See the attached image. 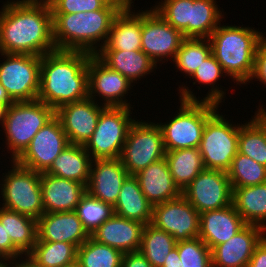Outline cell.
I'll list each match as a JSON object with an SVG mask.
<instances>
[{
	"label": "cell",
	"instance_id": "cell-34",
	"mask_svg": "<svg viewBox=\"0 0 266 267\" xmlns=\"http://www.w3.org/2000/svg\"><path fill=\"white\" fill-rule=\"evenodd\" d=\"M176 243L172 235L149 223L144 226L139 251L152 267H162L167 255L176 247Z\"/></svg>",
	"mask_w": 266,
	"mask_h": 267
},
{
	"label": "cell",
	"instance_id": "cell-51",
	"mask_svg": "<svg viewBox=\"0 0 266 267\" xmlns=\"http://www.w3.org/2000/svg\"><path fill=\"white\" fill-rule=\"evenodd\" d=\"M15 267H38V266L28 258V260L26 259V261L21 262V264L16 263Z\"/></svg>",
	"mask_w": 266,
	"mask_h": 267
},
{
	"label": "cell",
	"instance_id": "cell-35",
	"mask_svg": "<svg viewBox=\"0 0 266 267\" xmlns=\"http://www.w3.org/2000/svg\"><path fill=\"white\" fill-rule=\"evenodd\" d=\"M123 253L89 237L77 248L76 264L79 267H121Z\"/></svg>",
	"mask_w": 266,
	"mask_h": 267
},
{
	"label": "cell",
	"instance_id": "cell-24",
	"mask_svg": "<svg viewBox=\"0 0 266 267\" xmlns=\"http://www.w3.org/2000/svg\"><path fill=\"white\" fill-rule=\"evenodd\" d=\"M134 176L152 205L173 200L181 195V191L174 184L165 158L150 164Z\"/></svg>",
	"mask_w": 266,
	"mask_h": 267
},
{
	"label": "cell",
	"instance_id": "cell-4",
	"mask_svg": "<svg viewBox=\"0 0 266 267\" xmlns=\"http://www.w3.org/2000/svg\"><path fill=\"white\" fill-rule=\"evenodd\" d=\"M181 90V107L169 123L159 124L166 151L199 148L206 121L217 112L215 109L223 98V91L211 89L207 97L198 101L191 91Z\"/></svg>",
	"mask_w": 266,
	"mask_h": 267
},
{
	"label": "cell",
	"instance_id": "cell-36",
	"mask_svg": "<svg viewBox=\"0 0 266 267\" xmlns=\"http://www.w3.org/2000/svg\"><path fill=\"white\" fill-rule=\"evenodd\" d=\"M214 0H193L189 38H209L222 17Z\"/></svg>",
	"mask_w": 266,
	"mask_h": 267
},
{
	"label": "cell",
	"instance_id": "cell-26",
	"mask_svg": "<svg viewBox=\"0 0 266 267\" xmlns=\"http://www.w3.org/2000/svg\"><path fill=\"white\" fill-rule=\"evenodd\" d=\"M114 214L129 220H136L149 224L153 217V205L143 194L138 180L129 175L122 183L116 204L113 206Z\"/></svg>",
	"mask_w": 266,
	"mask_h": 267
},
{
	"label": "cell",
	"instance_id": "cell-2",
	"mask_svg": "<svg viewBox=\"0 0 266 267\" xmlns=\"http://www.w3.org/2000/svg\"><path fill=\"white\" fill-rule=\"evenodd\" d=\"M83 51H61L41 57L40 90L37 100L55 111L61 106L88 98V60Z\"/></svg>",
	"mask_w": 266,
	"mask_h": 267
},
{
	"label": "cell",
	"instance_id": "cell-46",
	"mask_svg": "<svg viewBox=\"0 0 266 267\" xmlns=\"http://www.w3.org/2000/svg\"><path fill=\"white\" fill-rule=\"evenodd\" d=\"M121 267H152L140 251L123 254Z\"/></svg>",
	"mask_w": 266,
	"mask_h": 267
},
{
	"label": "cell",
	"instance_id": "cell-32",
	"mask_svg": "<svg viewBox=\"0 0 266 267\" xmlns=\"http://www.w3.org/2000/svg\"><path fill=\"white\" fill-rule=\"evenodd\" d=\"M238 152L266 167V111L259 109L248 124L241 125Z\"/></svg>",
	"mask_w": 266,
	"mask_h": 267
},
{
	"label": "cell",
	"instance_id": "cell-22",
	"mask_svg": "<svg viewBox=\"0 0 266 267\" xmlns=\"http://www.w3.org/2000/svg\"><path fill=\"white\" fill-rule=\"evenodd\" d=\"M247 224L233 204L200 213L199 238L212 250L227 242Z\"/></svg>",
	"mask_w": 266,
	"mask_h": 267
},
{
	"label": "cell",
	"instance_id": "cell-16",
	"mask_svg": "<svg viewBox=\"0 0 266 267\" xmlns=\"http://www.w3.org/2000/svg\"><path fill=\"white\" fill-rule=\"evenodd\" d=\"M96 105L93 99L65 104L55 111L70 144L85 145L96 129V124L105 108Z\"/></svg>",
	"mask_w": 266,
	"mask_h": 267
},
{
	"label": "cell",
	"instance_id": "cell-25",
	"mask_svg": "<svg viewBox=\"0 0 266 267\" xmlns=\"http://www.w3.org/2000/svg\"><path fill=\"white\" fill-rule=\"evenodd\" d=\"M131 3L114 17L107 41L99 50H141L142 13L130 14Z\"/></svg>",
	"mask_w": 266,
	"mask_h": 267
},
{
	"label": "cell",
	"instance_id": "cell-47",
	"mask_svg": "<svg viewBox=\"0 0 266 267\" xmlns=\"http://www.w3.org/2000/svg\"><path fill=\"white\" fill-rule=\"evenodd\" d=\"M246 267H266V236L255 247Z\"/></svg>",
	"mask_w": 266,
	"mask_h": 267
},
{
	"label": "cell",
	"instance_id": "cell-45",
	"mask_svg": "<svg viewBox=\"0 0 266 267\" xmlns=\"http://www.w3.org/2000/svg\"><path fill=\"white\" fill-rule=\"evenodd\" d=\"M23 254L11 241L9 235L5 230V227L0 223V258H4L7 261Z\"/></svg>",
	"mask_w": 266,
	"mask_h": 267
},
{
	"label": "cell",
	"instance_id": "cell-21",
	"mask_svg": "<svg viewBox=\"0 0 266 267\" xmlns=\"http://www.w3.org/2000/svg\"><path fill=\"white\" fill-rule=\"evenodd\" d=\"M145 224L112 215L90 237L96 242L113 247L123 254L139 251Z\"/></svg>",
	"mask_w": 266,
	"mask_h": 267
},
{
	"label": "cell",
	"instance_id": "cell-14",
	"mask_svg": "<svg viewBox=\"0 0 266 267\" xmlns=\"http://www.w3.org/2000/svg\"><path fill=\"white\" fill-rule=\"evenodd\" d=\"M151 224L178 241L199 237L200 213L181 194L178 198L153 205Z\"/></svg>",
	"mask_w": 266,
	"mask_h": 267
},
{
	"label": "cell",
	"instance_id": "cell-3",
	"mask_svg": "<svg viewBox=\"0 0 266 267\" xmlns=\"http://www.w3.org/2000/svg\"><path fill=\"white\" fill-rule=\"evenodd\" d=\"M128 2L111 0L103 9L96 11L52 14L56 49L97 54L94 43L105 38V45L114 17Z\"/></svg>",
	"mask_w": 266,
	"mask_h": 267
},
{
	"label": "cell",
	"instance_id": "cell-19",
	"mask_svg": "<svg viewBox=\"0 0 266 267\" xmlns=\"http://www.w3.org/2000/svg\"><path fill=\"white\" fill-rule=\"evenodd\" d=\"M90 178L86 191L94 198L114 206L121 191L122 183L129 176L120 158L92 159Z\"/></svg>",
	"mask_w": 266,
	"mask_h": 267
},
{
	"label": "cell",
	"instance_id": "cell-44",
	"mask_svg": "<svg viewBox=\"0 0 266 267\" xmlns=\"http://www.w3.org/2000/svg\"><path fill=\"white\" fill-rule=\"evenodd\" d=\"M257 78L266 84V38L263 37L256 50L253 73L250 77Z\"/></svg>",
	"mask_w": 266,
	"mask_h": 267
},
{
	"label": "cell",
	"instance_id": "cell-1",
	"mask_svg": "<svg viewBox=\"0 0 266 267\" xmlns=\"http://www.w3.org/2000/svg\"><path fill=\"white\" fill-rule=\"evenodd\" d=\"M23 0L0 12V52L43 56L56 51L53 17L47 0Z\"/></svg>",
	"mask_w": 266,
	"mask_h": 267
},
{
	"label": "cell",
	"instance_id": "cell-12",
	"mask_svg": "<svg viewBox=\"0 0 266 267\" xmlns=\"http://www.w3.org/2000/svg\"><path fill=\"white\" fill-rule=\"evenodd\" d=\"M69 145L61 121L55 115L37 132L29 146L14 162L24 168L43 173Z\"/></svg>",
	"mask_w": 266,
	"mask_h": 267
},
{
	"label": "cell",
	"instance_id": "cell-29",
	"mask_svg": "<svg viewBox=\"0 0 266 267\" xmlns=\"http://www.w3.org/2000/svg\"><path fill=\"white\" fill-rule=\"evenodd\" d=\"M232 204L246 224L266 230V182L233 188Z\"/></svg>",
	"mask_w": 266,
	"mask_h": 267
},
{
	"label": "cell",
	"instance_id": "cell-37",
	"mask_svg": "<svg viewBox=\"0 0 266 267\" xmlns=\"http://www.w3.org/2000/svg\"><path fill=\"white\" fill-rule=\"evenodd\" d=\"M232 188L259 185L266 182V167L237 152L227 171Z\"/></svg>",
	"mask_w": 266,
	"mask_h": 267
},
{
	"label": "cell",
	"instance_id": "cell-7",
	"mask_svg": "<svg viewBox=\"0 0 266 267\" xmlns=\"http://www.w3.org/2000/svg\"><path fill=\"white\" fill-rule=\"evenodd\" d=\"M130 107H105L99 115L96 129L84 145L94 159L120 158L128 131L135 120ZM90 150V152H89Z\"/></svg>",
	"mask_w": 266,
	"mask_h": 267
},
{
	"label": "cell",
	"instance_id": "cell-5",
	"mask_svg": "<svg viewBox=\"0 0 266 267\" xmlns=\"http://www.w3.org/2000/svg\"><path fill=\"white\" fill-rule=\"evenodd\" d=\"M263 35L251 28L219 26L208 38L212 54L225 73L245 83L253 73L255 54Z\"/></svg>",
	"mask_w": 266,
	"mask_h": 267
},
{
	"label": "cell",
	"instance_id": "cell-18",
	"mask_svg": "<svg viewBox=\"0 0 266 267\" xmlns=\"http://www.w3.org/2000/svg\"><path fill=\"white\" fill-rule=\"evenodd\" d=\"M265 231L262 227L247 224L227 242L212 249V267H246Z\"/></svg>",
	"mask_w": 266,
	"mask_h": 267
},
{
	"label": "cell",
	"instance_id": "cell-23",
	"mask_svg": "<svg viewBox=\"0 0 266 267\" xmlns=\"http://www.w3.org/2000/svg\"><path fill=\"white\" fill-rule=\"evenodd\" d=\"M44 213L75 211L86 186L45 172L40 176Z\"/></svg>",
	"mask_w": 266,
	"mask_h": 267
},
{
	"label": "cell",
	"instance_id": "cell-42",
	"mask_svg": "<svg viewBox=\"0 0 266 267\" xmlns=\"http://www.w3.org/2000/svg\"><path fill=\"white\" fill-rule=\"evenodd\" d=\"M52 14H70L103 9L111 0H47Z\"/></svg>",
	"mask_w": 266,
	"mask_h": 267
},
{
	"label": "cell",
	"instance_id": "cell-43",
	"mask_svg": "<svg viewBox=\"0 0 266 267\" xmlns=\"http://www.w3.org/2000/svg\"><path fill=\"white\" fill-rule=\"evenodd\" d=\"M223 71L222 66L211 53L191 76L199 83L211 85L219 79L222 73H225Z\"/></svg>",
	"mask_w": 266,
	"mask_h": 267
},
{
	"label": "cell",
	"instance_id": "cell-53",
	"mask_svg": "<svg viewBox=\"0 0 266 267\" xmlns=\"http://www.w3.org/2000/svg\"><path fill=\"white\" fill-rule=\"evenodd\" d=\"M69 267H79L77 264H74L72 266H69Z\"/></svg>",
	"mask_w": 266,
	"mask_h": 267
},
{
	"label": "cell",
	"instance_id": "cell-49",
	"mask_svg": "<svg viewBox=\"0 0 266 267\" xmlns=\"http://www.w3.org/2000/svg\"><path fill=\"white\" fill-rule=\"evenodd\" d=\"M0 103L10 106L14 101L9 97L6 92V89L0 84Z\"/></svg>",
	"mask_w": 266,
	"mask_h": 267
},
{
	"label": "cell",
	"instance_id": "cell-38",
	"mask_svg": "<svg viewBox=\"0 0 266 267\" xmlns=\"http://www.w3.org/2000/svg\"><path fill=\"white\" fill-rule=\"evenodd\" d=\"M185 38L176 52L175 62L181 71L190 76L197 70V67L212 53V46L207 38ZM209 42V43H208Z\"/></svg>",
	"mask_w": 266,
	"mask_h": 267
},
{
	"label": "cell",
	"instance_id": "cell-6",
	"mask_svg": "<svg viewBox=\"0 0 266 267\" xmlns=\"http://www.w3.org/2000/svg\"><path fill=\"white\" fill-rule=\"evenodd\" d=\"M55 110L39 100L14 102L8 106L4 131L15 161L37 132L53 117Z\"/></svg>",
	"mask_w": 266,
	"mask_h": 267
},
{
	"label": "cell",
	"instance_id": "cell-50",
	"mask_svg": "<svg viewBox=\"0 0 266 267\" xmlns=\"http://www.w3.org/2000/svg\"><path fill=\"white\" fill-rule=\"evenodd\" d=\"M7 109H8V106L6 104L0 103V121H2V123H4Z\"/></svg>",
	"mask_w": 266,
	"mask_h": 267
},
{
	"label": "cell",
	"instance_id": "cell-17",
	"mask_svg": "<svg viewBox=\"0 0 266 267\" xmlns=\"http://www.w3.org/2000/svg\"><path fill=\"white\" fill-rule=\"evenodd\" d=\"M131 81L117 71L110 69L95 54L88 60V97L100 94L106 107H130L121 100L129 90ZM120 97V98H119ZM122 97V98H121ZM106 98V99H105Z\"/></svg>",
	"mask_w": 266,
	"mask_h": 267
},
{
	"label": "cell",
	"instance_id": "cell-31",
	"mask_svg": "<svg viewBox=\"0 0 266 267\" xmlns=\"http://www.w3.org/2000/svg\"><path fill=\"white\" fill-rule=\"evenodd\" d=\"M0 223L12 243L25 255L35 246L38 238L37 220L16 211L0 208Z\"/></svg>",
	"mask_w": 266,
	"mask_h": 267
},
{
	"label": "cell",
	"instance_id": "cell-41",
	"mask_svg": "<svg viewBox=\"0 0 266 267\" xmlns=\"http://www.w3.org/2000/svg\"><path fill=\"white\" fill-rule=\"evenodd\" d=\"M181 267H212V250L198 237L176 243Z\"/></svg>",
	"mask_w": 266,
	"mask_h": 267
},
{
	"label": "cell",
	"instance_id": "cell-52",
	"mask_svg": "<svg viewBox=\"0 0 266 267\" xmlns=\"http://www.w3.org/2000/svg\"><path fill=\"white\" fill-rule=\"evenodd\" d=\"M0 267H10V266H8V264L7 263H3L2 261L0 262ZM14 267V266H13Z\"/></svg>",
	"mask_w": 266,
	"mask_h": 267
},
{
	"label": "cell",
	"instance_id": "cell-28",
	"mask_svg": "<svg viewBox=\"0 0 266 267\" xmlns=\"http://www.w3.org/2000/svg\"><path fill=\"white\" fill-rule=\"evenodd\" d=\"M95 54L110 69L133 82L150 72L156 64L142 50H97ZM99 52H101L99 54Z\"/></svg>",
	"mask_w": 266,
	"mask_h": 267
},
{
	"label": "cell",
	"instance_id": "cell-10",
	"mask_svg": "<svg viewBox=\"0 0 266 267\" xmlns=\"http://www.w3.org/2000/svg\"><path fill=\"white\" fill-rule=\"evenodd\" d=\"M0 64V84L14 102L37 100L40 90L41 56L6 53Z\"/></svg>",
	"mask_w": 266,
	"mask_h": 267
},
{
	"label": "cell",
	"instance_id": "cell-20",
	"mask_svg": "<svg viewBox=\"0 0 266 267\" xmlns=\"http://www.w3.org/2000/svg\"><path fill=\"white\" fill-rule=\"evenodd\" d=\"M37 232L40 241L65 242L77 248L90 237L75 211L44 213L37 220Z\"/></svg>",
	"mask_w": 266,
	"mask_h": 267
},
{
	"label": "cell",
	"instance_id": "cell-9",
	"mask_svg": "<svg viewBox=\"0 0 266 267\" xmlns=\"http://www.w3.org/2000/svg\"><path fill=\"white\" fill-rule=\"evenodd\" d=\"M239 127L216 112L206 121L199 150L206 169L228 171L238 152Z\"/></svg>",
	"mask_w": 266,
	"mask_h": 267
},
{
	"label": "cell",
	"instance_id": "cell-33",
	"mask_svg": "<svg viewBox=\"0 0 266 267\" xmlns=\"http://www.w3.org/2000/svg\"><path fill=\"white\" fill-rule=\"evenodd\" d=\"M38 267H69L76 264L77 247L65 242H37L27 254Z\"/></svg>",
	"mask_w": 266,
	"mask_h": 267
},
{
	"label": "cell",
	"instance_id": "cell-40",
	"mask_svg": "<svg viewBox=\"0 0 266 267\" xmlns=\"http://www.w3.org/2000/svg\"><path fill=\"white\" fill-rule=\"evenodd\" d=\"M193 0H164L154 10L172 27L189 38V22H191Z\"/></svg>",
	"mask_w": 266,
	"mask_h": 267
},
{
	"label": "cell",
	"instance_id": "cell-30",
	"mask_svg": "<svg viewBox=\"0 0 266 267\" xmlns=\"http://www.w3.org/2000/svg\"><path fill=\"white\" fill-rule=\"evenodd\" d=\"M165 159L174 184L181 192L206 169L199 148L166 151Z\"/></svg>",
	"mask_w": 266,
	"mask_h": 267
},
{
	"label": "cell",
	"instance_id": "cell-39",
	"mask_svg": "<svg viewBox=\"0 0 266 267\" xmlns=\"http://www.w3.org/2000/svg\"><path fill=\"white\" fill-rule=\"evenodd\" d=\"M75 212L82 221L83 227L91 235L100 225L114 215V208L86 192L81 197Z\"/></svg>",
	"mask_w": 266,
	"mask_h": 267
},
{
	"label": "cell",
	"instance_id": "cell-11",
	"mask_svg": "<svg viewBox=\"0 0 266 267\" xmlns=\"http://www.w3.org/2000/svg\"><path fill=\"white\" fill-rule=\"evenodd\" d=\"M13 163L2 188L3 207L38 220L44 214L41 173Z\"/></svg>",
	"mask_w": 266,
	"mask_h": 267
},
{
	"label": "cell",
	"instance_id": "cell-15",
	"mask_svg": "<svg viewBox=\"0 0 266 267\" xmlns=\"http://www.w3.org/2000/svg\"><path fill=\"white\" fill-rule=\"evenodd\" d=\"M185 39L183 33L168 24L154 9L142 12L141 50L156 64L164 56L175 58Z\"/></svg>",
	"mask_w": 266,
	"mask_h": 267
},
{
	"label": "cell",
	"instance_id": "cell-8",
	"mask_svg": "<svg viewBox=\"0 0 266 267\" xmlns=\"http://www.w3.org/2000/svg\"><path fill=\"white\" fill-rule=\"evenodd\" d=\"M161 127L155 123L134 121L128 131L120 160L129 175L165 158Z\"/></svg>",
	"mask_w": 266,
	"mask_h": 267
},
{
	"label": "cell",
	"instance_id": "cell-27",
	"mask_svg": "<svg viewBox=\"0 0 266 267\" xmlns=\"http://www.w3.org/2000/svg\"><path fill=\"white\" fill-rule=\"evenodd\" d=\"M84 145L70 144L58 155L45 172L60 178L78 181L86 187L90 178L91 159Z\"/></svg>",
	"mask_w": 266,
	"mask_h": 267
},
{
	"label": "cell",
	"instance_id": "cell-13",
	"mask_svg": "<svg viewBox=\"0 0 266 267\" xmlns=\"http://www.w3.org/2000/svg\"><path fill=\"white\" fill-rule=\"evenodd\" d=\"M181 194L199 213H203L231 205L233 188L226 171L205 169Z\"/></svg>",
	"mask_w": 266,
	"mask_h": 267
},
{
	"label": "cell",
	"instance_id": "cell-48",
	"mask_svg": "<svg viewBox=\"0 0 266 267\" xmlns=\"http://www.w3.org/2000/svg\"><path fill=\"white\" fill-rule=\"evenodd\" d=\"M162 267H181V260L177 247L173 248L167 255Z\"/></svg>",
	"mask_w": 266,
	"mask_h": 267
}]
</instances>
